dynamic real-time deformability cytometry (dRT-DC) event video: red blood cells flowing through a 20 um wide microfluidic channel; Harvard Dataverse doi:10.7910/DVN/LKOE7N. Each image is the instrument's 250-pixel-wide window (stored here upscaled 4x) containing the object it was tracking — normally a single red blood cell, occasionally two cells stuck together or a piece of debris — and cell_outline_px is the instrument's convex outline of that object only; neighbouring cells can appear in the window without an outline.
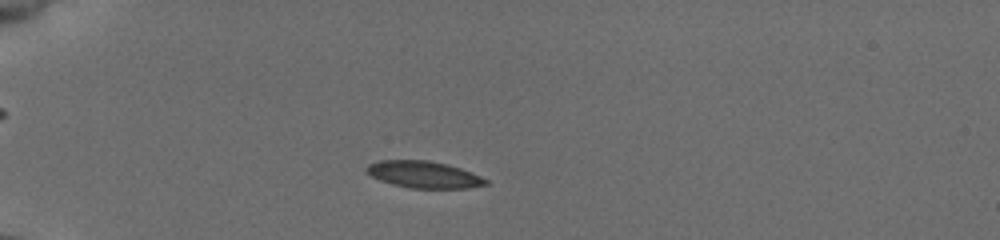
{"species": "common noctule bat (a hibernating species)", "species_latin": "Nyctalus noctula", "temperature_condition": "cold", "stored_images_in_passage": 47, "camera_frame_rate_fps": 3000, "um_per_image_px": 0.085, "animal": {"sex": "female", "body_mass_g": 19.5, "forearm_length_mm": 54.1}, "frame": {"image": 1, "passage_image": 9, "time_ms": 2.667, "image_size_px": [1000, 240], "cell_outline_px": [[488, 184], [468, 188], [408, 188], [392, 184], [380, 180], [364, 172], [364, 168], [368, 164], [380, 160], [428, 160], [448, 164], [472, 172], [488, 180]], "centroid_in_image_um": [35.99, 14.83], "position_along_channel_um": 49.0, "area_um2": 18.79}}
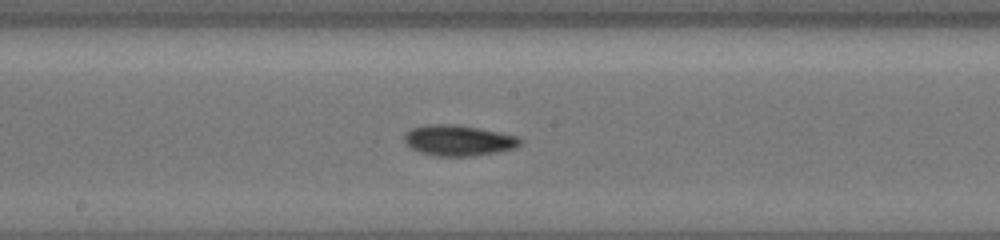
{"frame": {"image": 2, "passage_image": 24, "time_ms": 7.667, "image_size_px": [1000, 240], "cell_outline_px": [[524, 140], [516, 148], [500, 152], [476, 156], [436, 156], [420, 152], [404, 144], [404, 132], [412, 128], [428, 124], [448, 124], [476, 128], [516, 136]], "centroid_in_image_um": [38.95, 11.95], "position_along_channel_um": 209.2, "area_um2": 20.75}}
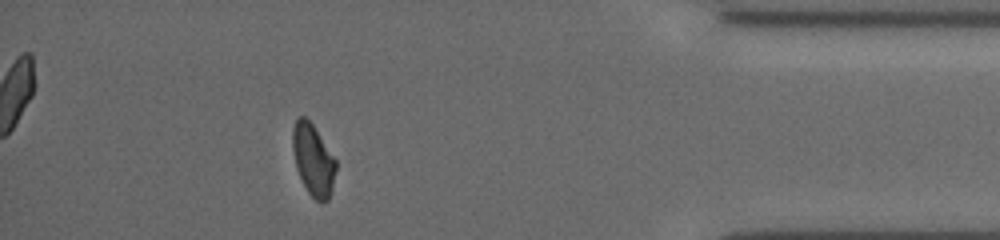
{"frame": {"image": 3, "passage_image": 42, "time_ms": 13.667, "image_size_px": [1000, 240], "cell_outline_px": [[336, 168], [332, 188], [328, 200], [324, 204], [320, 204], [308, 192], [296, 168], [292, 148], [292, 128], [296, 120], [300, 116], [304, 116], [312, 124], [336, 160]], "centroid_in_image_um": [26.61, 13.61], "position_along_channel_um": 408.6, "area_um2": 17.92}, "authors_computed_cell_mechanics": {"area_um2": 19.3052, "velocity_mm_per_s": 3.8881, "shape_relaxation_time_tau1_ms": 8.93, "shape_relaxation_time_tau2_ms": 3.8315, "deformation_change_tau1": 0.1694, "deformation_change_tau2": 0.0693}}